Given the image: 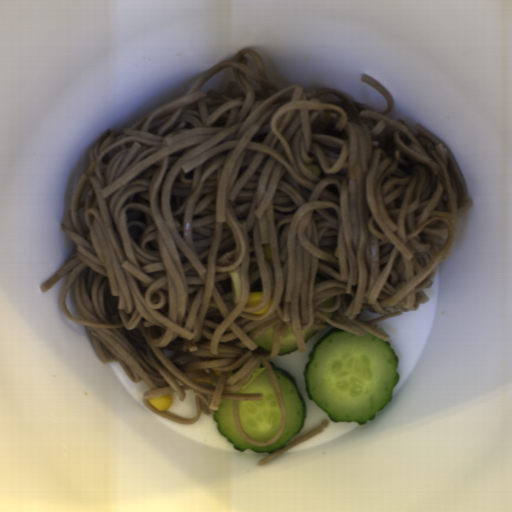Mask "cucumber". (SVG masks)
<instances>
[{"label": "cucumber", "instance_id": "obj_1", "mask_svg": "<svg viewBox=\"0 0 512 512\" xmlns=\"http://www.w3.org/2000/svg\"><path fill=\"white\" fill-rule=\"evenodd\" d=\"M398 363L390 343L334 328L317 340L304 366L307 397L334 423L365 424L392 402Z\"/></svg>", "mask_w": 512, "mask_h": 512}, {"label": "cucumber", "instance_id": "obj_2", "mask_svg": "<svg viewBox=\"0 0 512 512\" xmlns=\"http://www.w3.org/2000/svg\"><path fill=\"white\" fill-rule=\"evenodd\" d=\"M270 368L280 389L284 404V424L280 436L266 446H254L239 431L234 420L233 401L219 400L212 418L217 423L216 431L226 437L227 442L240 452L252 450L259 454H270L284 448L290 439L301 433L307 417V407L298 389L294 376L270 361Z\"/></svg>", "mask_w": 512, "mask_h": 512}, {"label": "cucumber", "instance_id": "obj_3", "mask_svg": "<svg viewBox=\"0 0 512 512\" xmlns=\"http://www.w3.org/2000/svg\"><path fill=\"white\" fill-rule=\"evenodd\" d=\"M240 394H262V400L237 401L238 416L248 437L257 442H268L278 432L282 411L276 390L266 372L258 374Z\"/></svg>", "mask_w": 512, "mask_h": 512}, {"label": "cucumber", "instance_id": "obj_4", "mask_svg": "<svg viewBox=\"0 0 512 512\" xmlns=\"http://www.w3.org/2000/svg\"><path fill=\"white\" fill-rule=\"evenodd\" d=\"M298 350L297 338L292 326H288L280 342L278 356H284Z\"/></svg>", "mask_w": 512, "mask_h": 512}, {"label": "cucumber", "instance_id": "obj_5", "mask_svg": "<svg viewBox=\"0 0 512 512\" xmlns=\"http://www.w3.org/2000/svg\"><path fill=\"white\" fill-rule=\"evenodd\" d=\"M276 327L277 325H273L264 331L257 340H253L254 344L271 353Z\"/></svg>", "mask_w": 512, "mask_h": 512}, {"label": "cucumber", "instance_id": "obj_6", "mask_svg": "<svg viewBox=\"0 0 512 512\" xmlns=\"http://www.w3.org/2000/svg\"><path fill=\"white\" fill-rule=\"evenodd\" d=\"M320 332L319 330L309 329V330H300V334L304 340V342L310 341L312 338H314L316 335H318Z\"/></svg>", "mask_w": 512, "mask_h": 512}, {"label": "cucumber", "instance_id": "obj_7", "mask_svg": "<svg viewBox=\"0 0 512 512\" xmlns=\"http://www.w3.org/2000/svg\"><path fill=\"white\" fill-rule=\"evenodd\" d=\"M336 300H337V298L334 296L331 299L327 300L326 302L320 304L317 307H320V308H323V309L332 308L334 306V304L336 303Z\"/></svg>", "mask_w": 512, "mask_h": 512}, {"label": "cucumber", "instance_id": "obj_8", "mask_svg": "<svg viewBox=\"0 0 512 512\" xmlns=\"http://www.w3.org/2000/svg\"><path fill=\"white\" fill-rule=\"evenodd\" d=\"M265 325L266 324L263 322L260 325L256 326L255 328H253L252 330H250L249 332L246 333L247 336L249 337L250 335H252L253 333H255L257 330H259L260 328H262Z\"/></svg>", "mask_w": 512, "mask_h": 512}, {"label": "cucumber", "instance_id": "obj_9", "mask_svg": "<svg viewBox=\"0 0 512 512\" xmlns=\"http://www.w3.org/2000/svg\"><path fill=\"white\" fill-rule=\"evenodd\" d=\"M326 278L323 276V275H318L316 274V279H315V283H322V282H325Z\"/></svg>", "mask_w": 512, "mask_h": 512}, {"label": "cucumber", "instance_id": "obj_10", "mask_svg": "<svg viewBox=\"0 0 512 512\" xmlns=\"http://www.w3.org/2000/svg\"><path fill=\"white\" fill-rule=\"evenodd\" d=\"M336 311H333V312H326L324 314H322L326 319H333L334 317V314H335Z\"/></svg>", "mask_w": 512, "mask_h": 512}, {"label": "cucumber", "instance_id": "obj_11", "mask_svg": "<svg viewBox=\"0 0 512 512\" xmlns=\"http://www.w3.org/2000/svg\"><path fill=\"white\" fill-rule=\"evenodd\" d=\"M242 366H243V365H242ZM242 366L237 367V368H235L234 370H232L231 372H229V379H230L234 374H236V373L241 369V367H242Z\"/></svg>", "mask_w": 512, "mask_h": 512}, {"label": "cucumber", "instance_id": "obj_12", "mask_svg": "<svg viewBox=\"0 0 512 512\" xmlns=\"http://www.w3.org/2000/svg\"><path fill=\"white\" fill-rule=\"evenodd\" d=\"M314 323H318V324H321V325H326L325 321H321V320H316Z\"/></svg>", "mask_w": 512, "mask_h": 512}]
</instances>
